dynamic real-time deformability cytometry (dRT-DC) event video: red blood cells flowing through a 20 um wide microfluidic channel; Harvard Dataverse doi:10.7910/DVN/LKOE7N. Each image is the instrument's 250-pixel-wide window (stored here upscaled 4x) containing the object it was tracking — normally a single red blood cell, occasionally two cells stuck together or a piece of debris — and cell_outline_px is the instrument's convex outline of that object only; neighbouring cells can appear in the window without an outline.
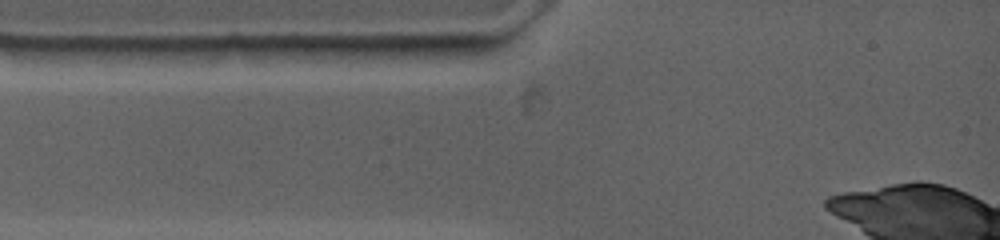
{"species": "common noctule bat (a hibernating species)", "species_latin": "Nyctalus noctula", "temperature_condition": "warm", "stored_images_in_passage": 2, "camera_frame_rate_fps": 4500, "um_per_image_px": 0.085, "animal": {"sex": "female", "body_mass_g": 19.0, "forearm_length_mm": 53.3}, "frame": {"image": 1, "passage_image": 1, "time_ms": 0.0, "image_size_px": [1000, 240], "cell_outline_px": [[432, 48], [400, 64], [272, 48], [300, 44], [432, 44]], "centroid_in_image_um": [31.03, 4.34], "position_along_channel_um": 54.0, "area_um2": 13.47}}